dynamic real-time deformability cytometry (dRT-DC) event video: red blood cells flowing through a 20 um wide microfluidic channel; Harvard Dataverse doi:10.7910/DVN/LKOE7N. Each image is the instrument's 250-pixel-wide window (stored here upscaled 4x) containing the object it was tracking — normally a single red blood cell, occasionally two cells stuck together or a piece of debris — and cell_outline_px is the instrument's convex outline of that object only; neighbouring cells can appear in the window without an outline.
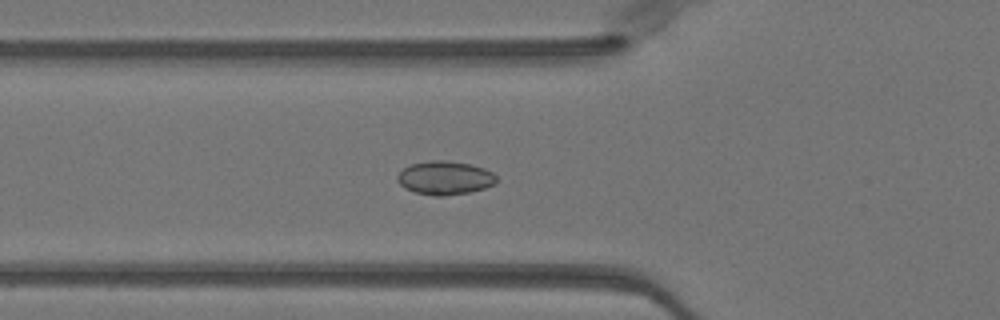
{"species": "Egyptian fruit bat (a non-hibernating species)", "species_latin": "Rousettus aegyptiacus", "temperature_condition": "warm", "stored_images_in_passage": 51, "camera_frame_rate_fps": 3000, "um_per_image_px": 0.085, "animal": {"sex": "female"}, "frame": {"image": 1, "passage_image": 18, "time_ms": 5.667, "image_size_px": [1000, 320], "cell_outline_px": [[496, 184], [484, 188], [468, 192], [444, 196], [436, 196], [416, 192], [404, 188], [396, 180], [396, 176], [404, 168], [412, 164], [432, 160], [444, 160], [472, 164], [484, 168], [492, 172], [496, 176]], "centroid_in_image_um": [37.82, 15.11], "position_along_channel_um": 88.0, "area_um2": 19.36}}
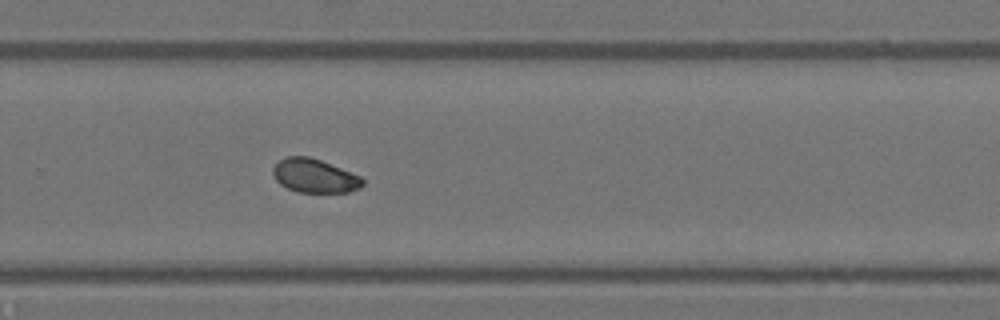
{"frame": {"image": 2, "passage_image": 34, "time_ms": 11.0, "image_size_px": [1000, 320], "cell_outline_px": [[364, 184], [360, 188], [348, 192], [300, 192], [288, 188], [280, 184], [276, 180], [272, 172], [272, 168], [280, 160], [288, 156], [308, 156], [320, 160], [360, 176], [364, 180]], "centroid_in_image_um": [26.73, 14.95], "position_along_channel_um": 303.1, "area_um2": 17.46}}
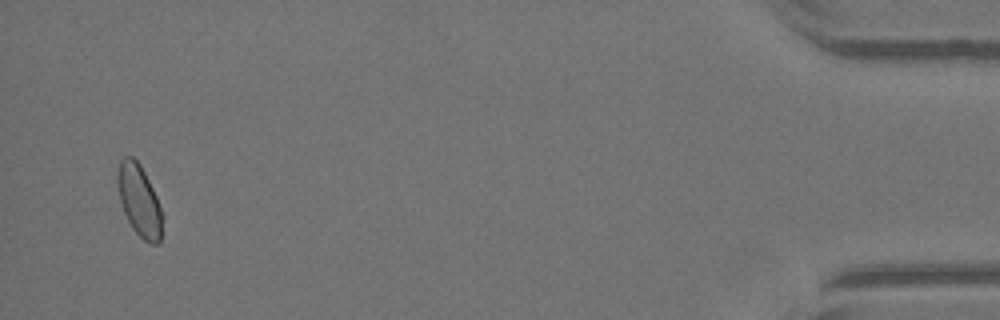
{"frame": {"image": 3, "passage_image": 49, "time_ms": 16.0, "image_size_px": [1000, 320], "cell_outline_px": [[164, 216], [160, 244], [152, 244], [144, 240], [132, 228], [124, 212], [120, 200], [116, 184], [116, 168], [120, 160], [124, 156], [132, 156], [140, 164], [156, 196]], "centroid_in_image_um": [11.83, 17.04], "position_along_channel_um": 423.4, "area_um2": 18.96}}